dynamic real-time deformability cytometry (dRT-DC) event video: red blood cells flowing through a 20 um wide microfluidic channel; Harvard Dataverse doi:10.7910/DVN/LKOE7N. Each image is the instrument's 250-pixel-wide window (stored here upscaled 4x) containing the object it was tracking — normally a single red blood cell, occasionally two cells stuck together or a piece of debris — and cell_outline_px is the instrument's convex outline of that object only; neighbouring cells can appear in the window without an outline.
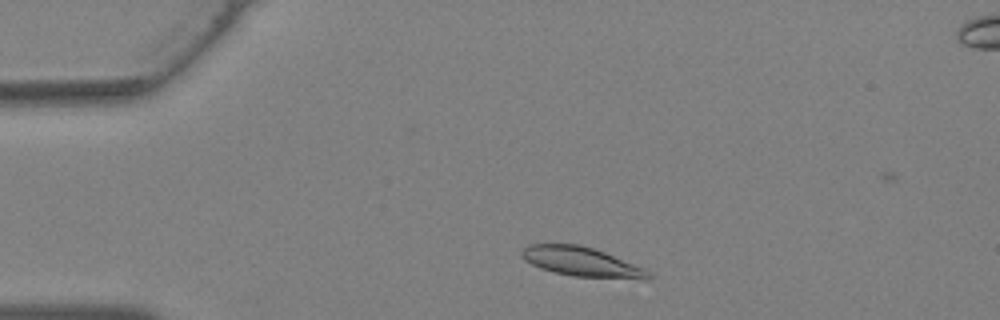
{"species": "Egyptian fruit bat (a non-hibernating species)", "species_latin": "Rousettus aegyptiacus", "temperature_condition": "warm", "stored_images_in_passage": 29, "camera_frame_rate_fps": 3000, "um_per_image_px": 0.085, "animal": {"sex": "female"}, "frame": {"image": 1, "passage_image": 3, "time_ms": 0.667, "image_size_px": [1000, 320], "cell_outline_px": [[652, 276], [648, 280], [644, 280], [576, 276], [556, 272], [540, 268], [524, 260], [520, 256], [520, 252], [528, 244], [580, 244], [604, 252], [644, 268]], "centroid_in_image_um": [49.43, 22.25], "position_along_channel_um": 35.6, "area_um2": 21.62}}
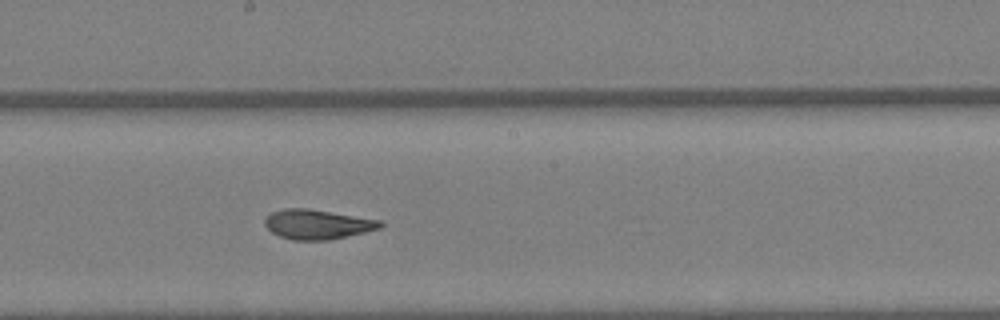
{"frame": {"image": 2, "passage_image": 16, "time_ms": 5.0, "image_size_px": [1000, 320], "cell_outline_px": [[384, 224], [380, 228], [364, 232], [328, 240], [292, 240], [280, 236], [272, 232], [264, 224], [264, 220], [272, 212], [284, 208], [308, 208], [384, 220]], "centroid_in_image_um": [27.01, 19.06], "position_along_channel_um": 221.2, "area_um2": 20.0}}
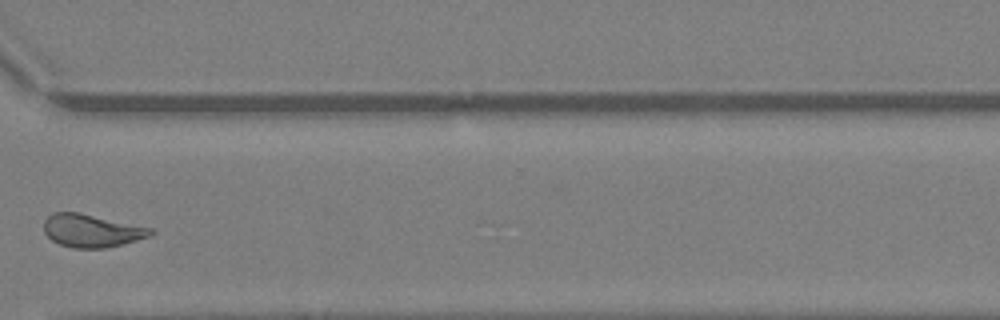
{"frame": {"image": 3, "passage_image": 24, "time_ms": 7.667, "image_size_px": [1000, 320], "cell_outline_px": [[152, 232], [148, 236], [124, 244], [104, 248], [72, 248], [60, 244], [52, 240], [44, 232], [44, 220], [52, 212], [80, 212], [152, 228]], "centroid_in_image_um": [7.75, 19.6], "position_along_channel_um": 362.9, "area_um2": 20.4}}